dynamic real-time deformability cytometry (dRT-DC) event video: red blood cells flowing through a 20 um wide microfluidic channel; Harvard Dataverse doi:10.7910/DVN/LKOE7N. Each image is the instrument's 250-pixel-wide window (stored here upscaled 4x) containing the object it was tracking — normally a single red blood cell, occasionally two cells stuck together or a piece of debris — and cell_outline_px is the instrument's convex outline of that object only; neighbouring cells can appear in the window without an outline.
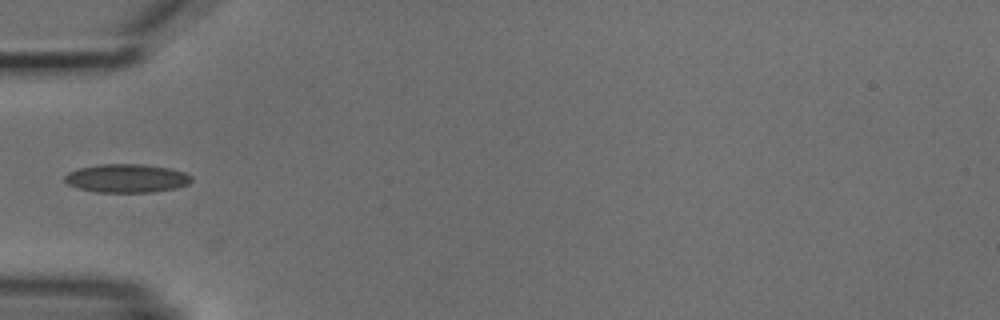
{"species": "common noctule bat (a hibernating species)", "species_latin": "Nyctalus noctula", "temperature_condition": "cold", "stored_images_in_passage": 6, "segment_of_instrument_passage": [2, 2], "camera_frame_rate_fps": 3000, "um_per_image_px": 0.085, "animal": {"sex": "male", "body_mass_g": 18.8}, "frame": {"image": 1, "passage_image": 6, "time_ms": 5.667, "image_size_px": [1000, 320], "cell_outline_px": [[192, 180], [188, 184], [176, 188], [152, 192], [96, 192], [76, 188], [68, 184], [64, 180], [64, 176], [68, 172], [80, 168], [100, 164], [144, 164], [168, 168], [184, 172], [192, 176]], "centroid_in_image_um": [10.75, 15.16], "position_along_channel_um": 74.2, "area_um2": 21.1}}